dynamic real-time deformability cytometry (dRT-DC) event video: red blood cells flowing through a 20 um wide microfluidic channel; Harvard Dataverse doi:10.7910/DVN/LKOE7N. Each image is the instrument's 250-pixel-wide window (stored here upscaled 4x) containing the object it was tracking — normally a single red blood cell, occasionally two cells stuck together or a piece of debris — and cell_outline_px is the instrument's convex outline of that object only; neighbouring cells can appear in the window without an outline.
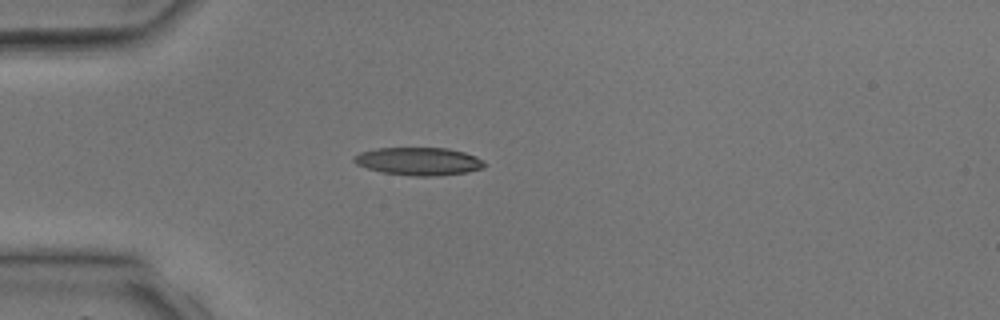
{"species": "common noctule bat (a hibernating species)", "species_latin": "Nyctalus noctula", "temperature_condition": "room temperature", "stored_images_in_passage": 2, "camera_frame_rate_fps": 3000, "um_per_image_px": 0.085, "animal": {"sex": "male", "body_mass_g": 17.9, "forearm_length_mm": 54.2}, "frame": {"image": 1, "passage_image": 2, "time_ms": 2.0, "image_size_px": [1000, 320], "cell_outline_px": [[484, 168], [468, 172], [436, 176], [412, 176], [380, 172], [356, 164], [352, 160], [352, 156], [360, 152], [376, 148], [448, 148], [464, 152], [476, 156], [484, 164]], "centroid_in_image_um": [35.55, 13.71], "position_along_channel_um": 49.4, "area_um2": 21.27}}